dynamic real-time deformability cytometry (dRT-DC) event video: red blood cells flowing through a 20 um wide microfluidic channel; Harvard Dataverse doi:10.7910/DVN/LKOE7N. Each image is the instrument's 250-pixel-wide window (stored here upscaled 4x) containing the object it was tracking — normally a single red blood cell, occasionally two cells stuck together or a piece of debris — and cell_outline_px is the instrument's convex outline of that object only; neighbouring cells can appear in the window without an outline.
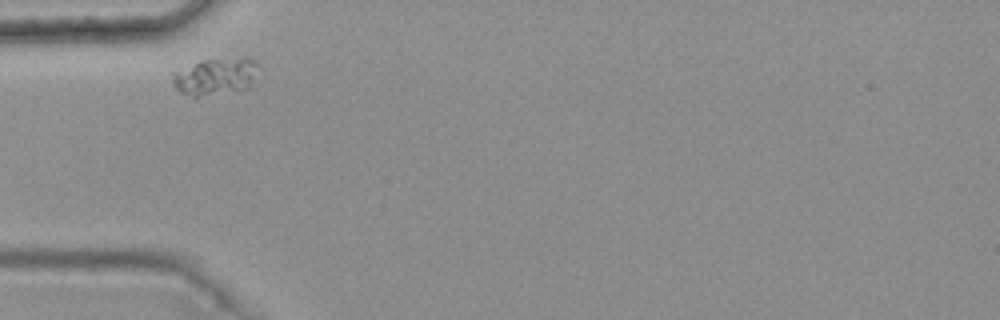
{"species": "common noctule bat (a hibernating species)", "species_latin": "Nyctalus noctula", "temperature_condition": "warm", "stored_images_in_passage": 2, "camera_frame_rate_fps": 3000, "um_per_image_px": 0.085, "animal": {"sex": "female", "body_mass_g": 25.1}, "frame": {"image": 1, "passage_image": 1, "time_ms": 0.0, "image_size_px": [1000, 320], "cell_outline_px": [[260, 68], [248, 88], [196, 100], [180, 92], [172, 84], [172, 76], [176, 72], [200, 60], [244, 56], [248, 56]], "centroid_in_image_um": [18.31, 6.53], "position_along_channel_um": 66.7, "area_um2": 19.25}}
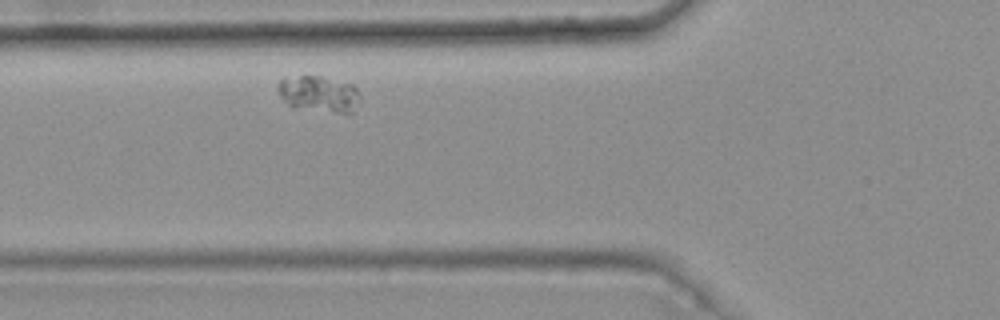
{"frame": {"image": 2, "passage_image": 2, "time_ms": 0.333, "image_size_px": [1000, 320], "cell_outline_px": [[360, 100], [352, 112], [336, 112], [292, 108], [280, 96], [276, 88], [276, 84], [280, 80], [300, 76], [320, 76], [352, 84], [356, 88], [360, 96]], "centroid_in_image_um": [27.08, 7.99], "position_along_channel_um": 98.7, "area_um2": 17.28}}